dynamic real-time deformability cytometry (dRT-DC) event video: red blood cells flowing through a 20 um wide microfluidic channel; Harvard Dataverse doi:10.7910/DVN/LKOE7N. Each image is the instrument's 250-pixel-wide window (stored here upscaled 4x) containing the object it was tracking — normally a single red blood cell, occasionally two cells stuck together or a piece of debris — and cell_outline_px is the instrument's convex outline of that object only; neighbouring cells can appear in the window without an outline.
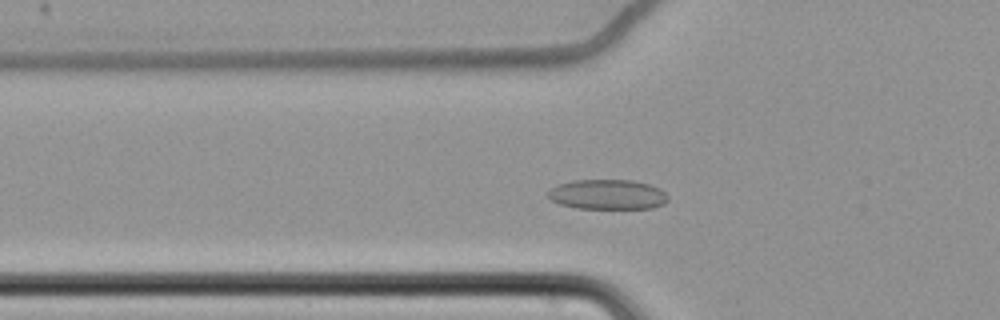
{"species": "common noctule bat (a hibernating species)", "species_latin": "Nyctalus noctula", "temperature_condition": "cold", "stored_images_in_passage": 57, "camera_frame_rate_fps": 3000, "um_per_image_px": 0.085, "animal": {"sex": "female", "body_mass_g": 22.7, "forearm_length_mm": 54.2}, "frame": {"image": 1, "passage_image": 18, "time_ms": 5.667, "image_size_px": [1000, 320], "cell_outline_px": [[668, 200], [664, 204], [652, 208], [576, 208], [560, 204], [552, 200], [548, 196], [548, 192], [556, 184], [572, 180], [632, 180], [648, 184], [660, 188], [668, 196]], "centroid_in_image_um": [51.64, 16.52], "position_along_channel_um": 74.2, "area_um2": 20.92}}
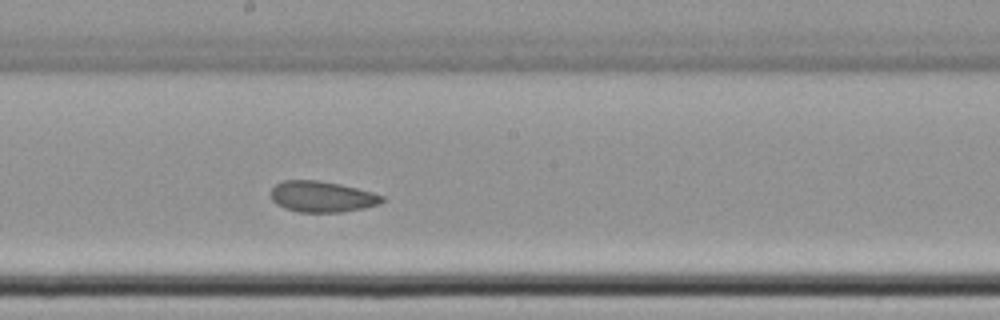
{"frame": {"image": 2, "passage_image": 31, "time_ms": 10.0, "image_size_px": [1000, 320], "cell_outline_px": [[384, 200], [380, 204], [364, 208], [340, 212], [300, 212], [284, 208], [276, 204], [272, 200], [272, 188], [276, 184], [284, 180], [320, 180], [340, 184], [372, 192], [384, 196]], "centroid_in_image_um": [27.37, 16.71], "position_along_channel_um": 220.8, "area_um2": 20.06}}
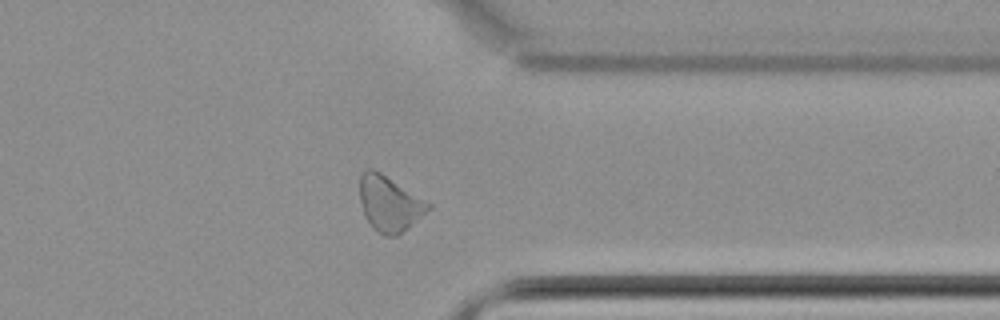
{"frame": {"image": 3, "passage_image": 45, "time_ms": 14.667, "image_size_px": [1000, 320], "cell_outline_px": [[432, 208], [408, 228], [396, 236], [384, 236], [376, 232], [372, 228], [364, 216], [360, 204], [360, 176], [368, 168], [372, 168], [380, 172], [432, 204]], "centroid_in_image_um": [33.1, 17.33], "position_along_channel_um": 378.3, "area_um2": 22.2}, "authors_computed_cell_mechanics": {"area_um2": 21.9062, "velocity_mm_per_s": 3.431, "shape_relaxation_time_tau1_ms": null, "shape_relaxation_time_tau2_ms": 2.5123, "deformation_change_tau1": null, "deformation_change_tau2": 0.0761}}